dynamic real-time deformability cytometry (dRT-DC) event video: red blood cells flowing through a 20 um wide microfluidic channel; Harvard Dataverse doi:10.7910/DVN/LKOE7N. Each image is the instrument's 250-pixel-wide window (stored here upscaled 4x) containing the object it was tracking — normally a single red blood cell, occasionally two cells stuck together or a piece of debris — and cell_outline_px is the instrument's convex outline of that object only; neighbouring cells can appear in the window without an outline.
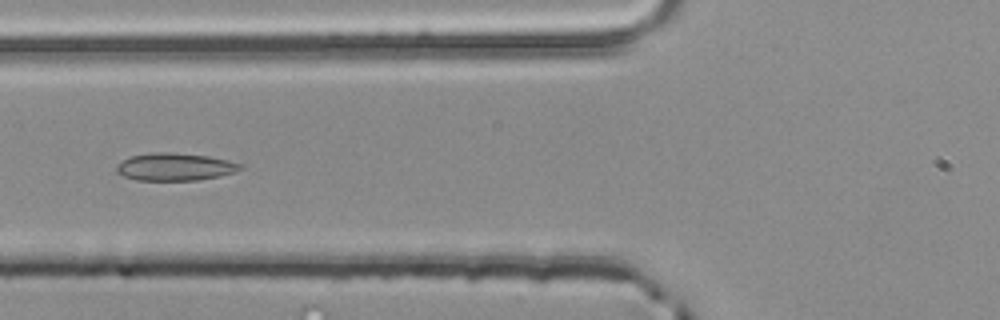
{"species": "common noctule bat (a hibernating species)", "species_latin": "Nyctalus noctula", "temperature_condition": "room temperature", "stored_images_in_passage": 37, "camera_frame_rate_fps": 3000, "um_per_image_px": 0.085, "animal": {"sex": "male", "body_mass_g": 20.4}, "frame": {"image": 1, "passage_image": 5, "time_ms": 1.333, "image_size_px": [1000, 320], "cell_outline_px": [[244, 168], [236, 172], [220, 176], [200, 180], [136, 180], [124, 176], [116, 172], [116, 164], [132, 156], [152, 152], [172, 152], [208, 156], [228, 160], [244, 164]], "centroid_in_image_um": [14.91, 14.18], "position_along_channel_um": 110.9, "area_um2": 20.06}}
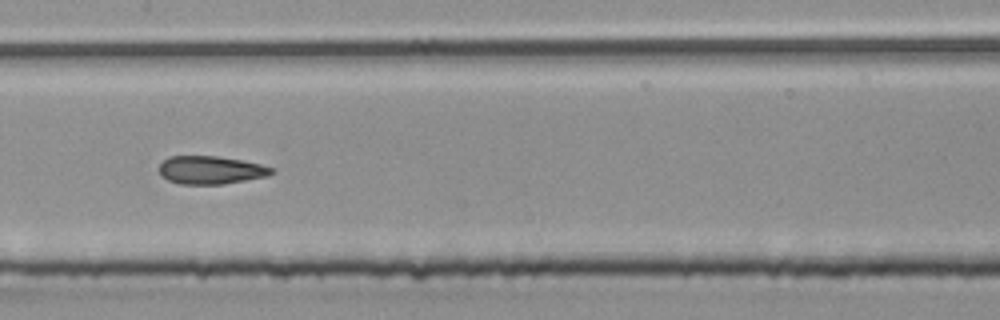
{"frame": {"image": 2, "passage_image": 11, "time_ms": 3.333, "image_size_px": [1000, 320], "cell_outline_px": [[276, 172], [268, 176], [224, 184], [180, 184], [168, 180], [160, 176], [160, 164], [168, 156], [216, 156], [240, 160], [260, 164], [272, 168]], "centroid_in_image_um": [17.91, 14.46], "position_along_channel_um": 189.5, "area_um2": 18.38}}
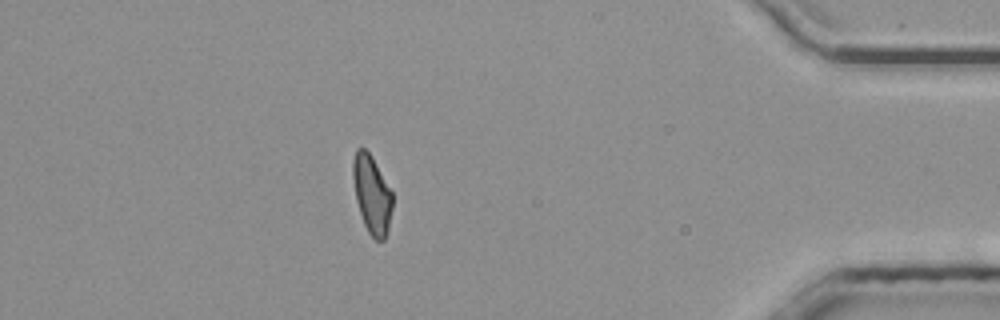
{"frame": {"image": 3, "passage_image": 31, "time_ms": 10.0, "image_size_px": [1000, 320], "cell_outline_px": [[392, 208], [388, 232], [384, 240], [376, 240], [368, 232], [364, 224], [356, 200], [352, 176], [352, 160], [356, 148], [364, 148], [372, 156], [392, 192]], "centroid_in_image_um": [31.6, 16.51], "position_along_channel_um": 403.6, "area_um2": 18.03}, "authors_computed_cell_mechanics": {"area_um2": 18.5538, "velocity_mm_per_s": 3.9192, "shape_relaxation_time_tau1_ms": null, "shape_relaxation_time_tau2_ms": 1.429, "deformation_change_tau1": null, "deformation_change_tau2": 0.0756}}